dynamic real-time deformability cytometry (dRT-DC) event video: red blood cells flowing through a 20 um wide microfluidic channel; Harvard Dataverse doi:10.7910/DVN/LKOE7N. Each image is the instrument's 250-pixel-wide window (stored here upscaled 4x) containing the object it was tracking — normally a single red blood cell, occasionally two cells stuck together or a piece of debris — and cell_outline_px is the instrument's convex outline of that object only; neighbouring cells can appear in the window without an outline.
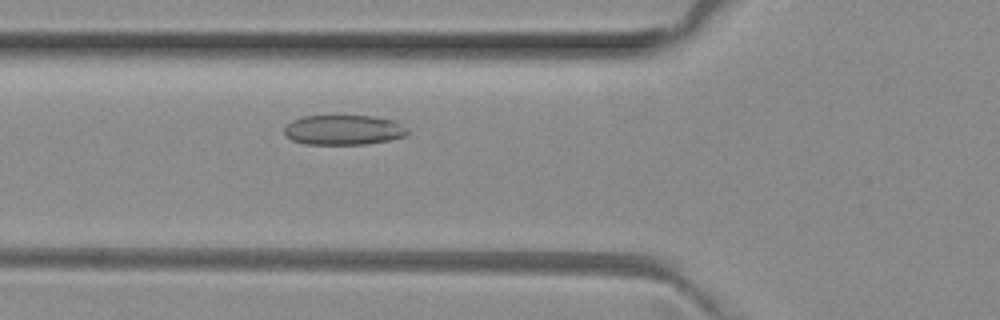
{"species": "common noctule bat (a hibernating species)", "species_latin": "Nyctalus noctula", "temperature_condition": "room temperature", "stored_images_in_passage": 2, "camera_frame_rate_fps": 3000, "um_per_image_px": 0.085, "animal": {"sex": "female", "body_mass_g": 29.2, "forearm_length_mm": 56.3}, "frame": {"image": 1, "passage_image": 2, "time_ms": 0.333, "image_size_px": [1000, 320], "cell_outline_px": [[408, 136], [368, 144], [304, 144], [292, 140], [284, 132], [284, 128], [292, 120], [304, 116], [372, 116], [392, 120], [408, 128]], "centroid_in_image_um": [29.22, 11.05], "position_along_channel_um": 96.6, "area_um2": 21.44}}